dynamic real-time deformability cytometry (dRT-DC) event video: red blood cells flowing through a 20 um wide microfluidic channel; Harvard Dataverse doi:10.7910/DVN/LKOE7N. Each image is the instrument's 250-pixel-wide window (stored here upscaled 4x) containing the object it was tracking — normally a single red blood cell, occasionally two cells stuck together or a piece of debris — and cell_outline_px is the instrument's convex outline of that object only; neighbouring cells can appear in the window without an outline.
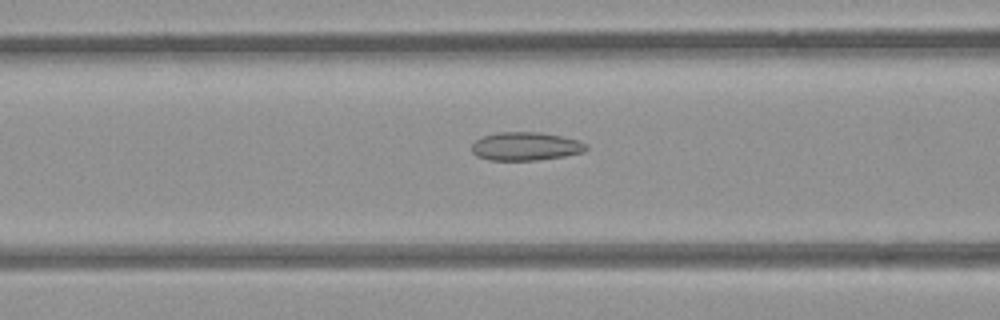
{"species": "common noctule bat (a hibernating species)", "species_latin": "Nyctalus noctula", "temperature_condition": "room temperature", "stored_images_in_passage": 43, "camera_frame_rate_fps": 3000, "um_per_image_px": 0.085, "animal": {"sex": "female", "body_mass_g": 21.9}, "frame": {"image": 1, "passage_image": 10, "time_ms": 3.0, "image_size_px": [1000, 320], "cell_outline_px": [[588, 148], [584, 152], [564, 156], [536, 160], [488, 160], [476, 156], [472, 152], [472, 144], [476, 140], [484, 136], [496, 132], [540, 132], [580, 140]], "centroid_in_image_um": [44.66, 12.44], "position_along_channel_um": 121.9, "area_um2": 18.9}}
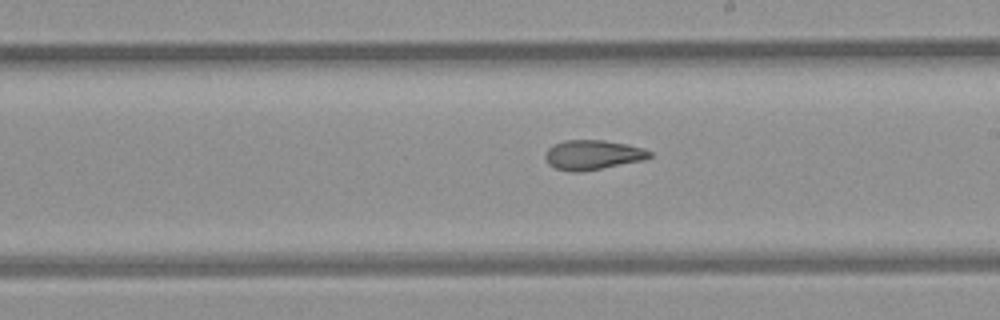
{"frame": {"image": 2, "passage_image": 19, "time_ms": 6.0, "image_size_px": [1000, 320], "cell_outline_px": [[652, 156], [644, 160], [580, 172], [572, 172], [556, 168], [548, 164], [544, 156], [548, 148], [552, 144], [564, 140], [604, 140], [628, 144], [644, 148], [652, 152]], "centroid_in_image_um": [50.38, 13.15], "position_along_channel_um": 238.6, "area_um2": 18.15}}
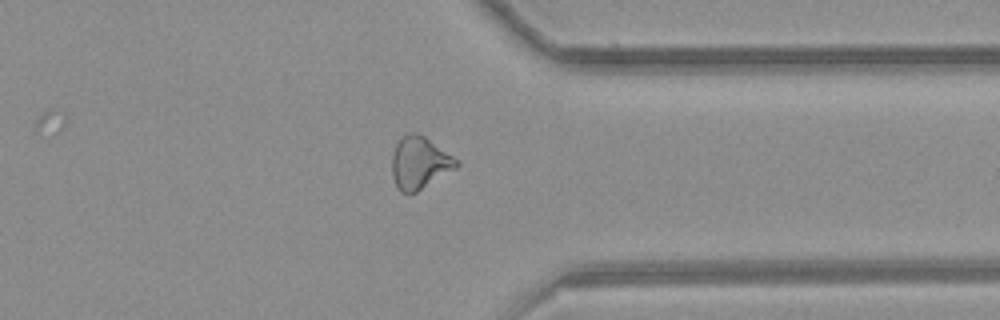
{"frame": {"image": 3, "passage_image": 30, "time_ms": 9.667, "image_size_px": [1000, 320], "cell_outline_px": [[460, 164], [456, 168], [416, 192], [408, 196], [400, 192], [396, 188], [392, 176], [392, 156], [396, 144], [404, 136], [412, 132], [416, 132], [424, 136], [452, 156]], "centroid_in_image_um": [35.62, 13.88], "position_along_channel_um": 375.8, "area_um2": 19.48}, "authors_computed_cell_mechanics": {"area_um2": 19.1318, "velocity_mm_per_s": 3.8823, "shape_relaxation_time_tau1_ms": null, "shape_relaxation_time_tau2_ms": 3.7402, "deformation_change_tau1": null, "deformation_change_tau2": 0.1063}}